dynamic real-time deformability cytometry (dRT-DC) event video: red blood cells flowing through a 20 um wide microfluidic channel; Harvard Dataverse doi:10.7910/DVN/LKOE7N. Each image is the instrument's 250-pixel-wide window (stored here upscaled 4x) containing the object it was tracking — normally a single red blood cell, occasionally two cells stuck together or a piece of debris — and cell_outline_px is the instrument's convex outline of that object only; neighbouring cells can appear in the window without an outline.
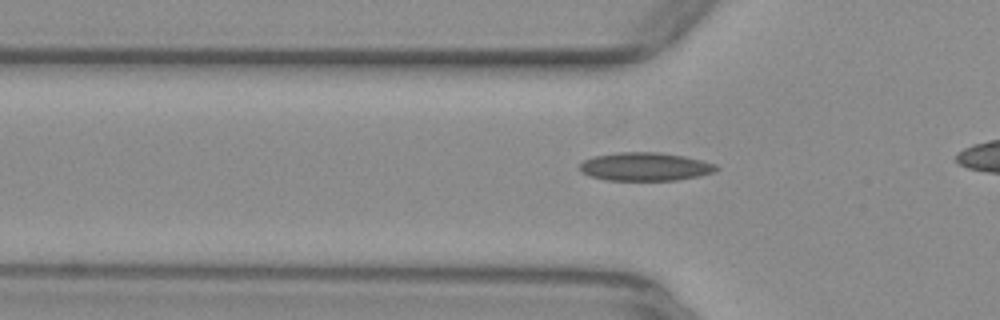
{"species": "common noctule bat (a hibernating species)", "species_latin": "Nyctalus noctula", "temperature_condition": "warm", "stored_images_in_passage": 33, "camera_frame_rate_fps": 3000, "um_per_image_px": 0.085, "animal": {"sex": "female", "body_mass_g": 29.2, "forearm_length_mm": 56.3}, "frame": {"image": 1, "passage_image": 7, "time_ms": 2.0, "image_size_px": [1000, 320], "cell_outline_px": [[720, 168], [712, 172], [700, 176], [676, 180], [604, 180], [592, 176], [584, 172], [580, 168], [580, 164], [584, 160], [592, 156], [616, 152], [656, 152], [684, 156], [716, 164]], "centroid_in_image_um": [54.84, 14.16], "position_along_channel_um": 71.0, "area_um2": 22.43}}
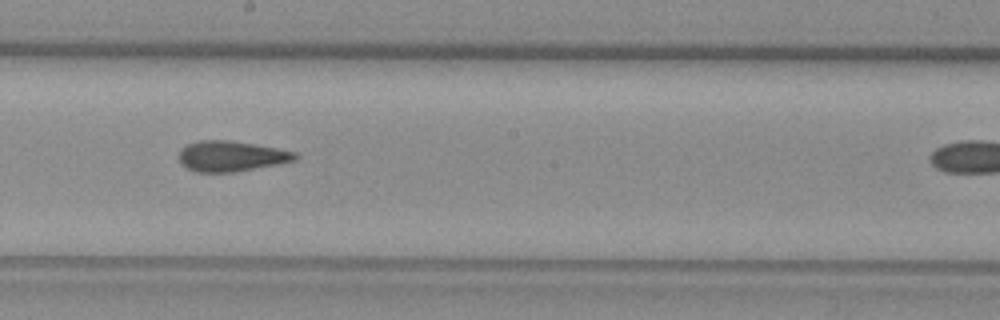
{"frame": {"image": 2, "passage_image": 19, "time_ms": 6.0, "image_size_px": [1000, 320], "cell_outline_px": [[300, 156], [296, 160], [236, 172], [196, 172], [180, 164], [180, 148], [188, 144], [200, 140], [228, 140], [276, 148], [296, 152]], "centroid_in_image_um": [19.64, 13.28], "position_along_channel_um": 228.6, "area_um2": 20.52}}
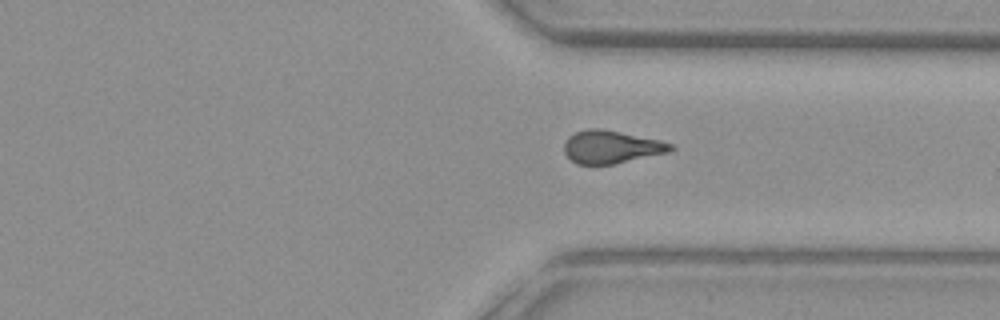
{"frame": {"image": 3, "passage_image": 29, "time_ms": 9.333, "image_size_px": [1000, 320], "cell_outline_px": [[676, 148], [672, 152], [616, 164], [576, 164], [564, 152], [564, 144], [568, 136], [576, 132], [588, 128], [600, 128], [660, 140], [672, 144]], "centroid_in_image_um": [52.0, 12.5], "position_along_channel_um": 359.4, "area_um2": 20.58}}